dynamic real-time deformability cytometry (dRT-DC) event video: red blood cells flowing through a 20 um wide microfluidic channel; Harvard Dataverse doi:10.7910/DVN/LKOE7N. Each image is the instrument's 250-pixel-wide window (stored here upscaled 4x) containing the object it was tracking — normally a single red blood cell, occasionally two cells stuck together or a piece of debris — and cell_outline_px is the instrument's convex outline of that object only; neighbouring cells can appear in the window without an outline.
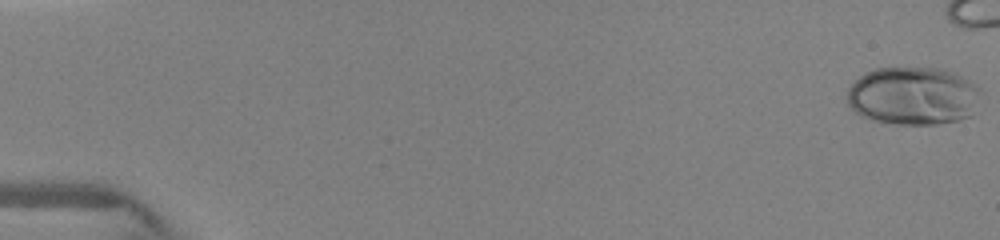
{"species": "human", "species_latin": "Homo sapiens", "temperature_condition": "warm", "stored_images_in_passage": 27, "camera_frame_rate_fps": 3000, "um_per_image_px": 0.085, "donor": {"sex": "female"}, "frame": {"image": 1, "passage_image": 1, "time_ms": 0.0, "image_size_px": [1000, 240], "cell_outline_px": [[984, 92], [972, 116], [960, 120], [936, 124], [896, 124], [872, 120], [860, 116], [848, 104], [848, 88], [860, 76], [876, 68], [940, 68], [956, 72], [976, 84]], "centroid_in_image_um": [77.69, 8.16], "position_along_channel_um": 7.3, "area_um2": 45.84}}
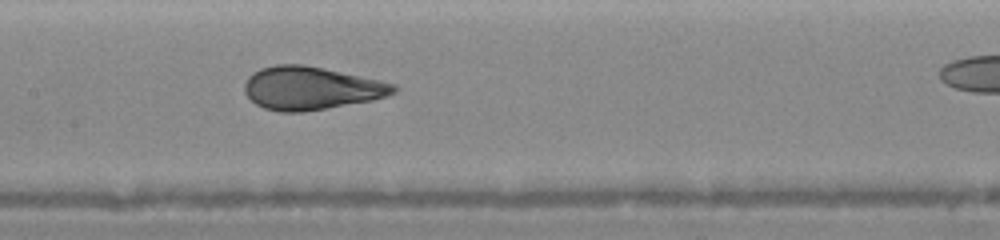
{"frame": {"image": 2, "passage_image": 14, "time_ms": 7.667, "image_size_px": [1000, 240], "cell_outline_px": [[396, 92], [372, 100], [304, 112], [280, 112], [264, 108], [256, 104], [244, 92], [244, 84], [248, 76], [252, 72], [260, 68], [276, 64], [304, 64], [324, 68], [396, 84]], "centroid_in_image_um": [26.39, 7.49], "position_along_channel_um": 181.0, "area_um2": 37.34}}
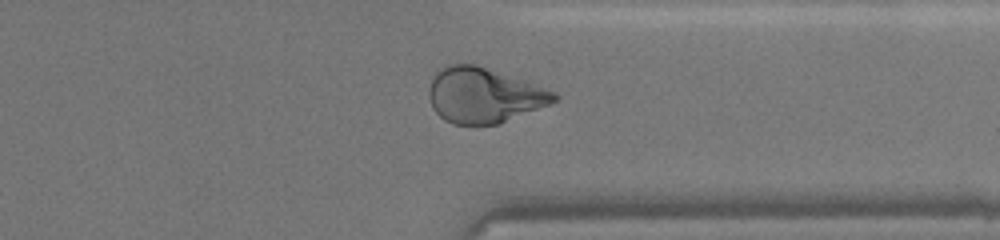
{"frame": {"image": 3, "passage_image": 26, "time_ms": 12.0, "image_size_px": [1000, 240], "cell_outline_px": [[560, 96], [556, 100], [548, 104], [496, 124], [452, 124], [444, 120], [432, 108], [428, 96], [428, 88], [436, 72], [444, 64], [476, 64], [524, 80], [556, 92]], "centroid_in_image_um": [41.08, 8.08], "position_along_channel_um": 370.3, "area_um2": 39.94}}